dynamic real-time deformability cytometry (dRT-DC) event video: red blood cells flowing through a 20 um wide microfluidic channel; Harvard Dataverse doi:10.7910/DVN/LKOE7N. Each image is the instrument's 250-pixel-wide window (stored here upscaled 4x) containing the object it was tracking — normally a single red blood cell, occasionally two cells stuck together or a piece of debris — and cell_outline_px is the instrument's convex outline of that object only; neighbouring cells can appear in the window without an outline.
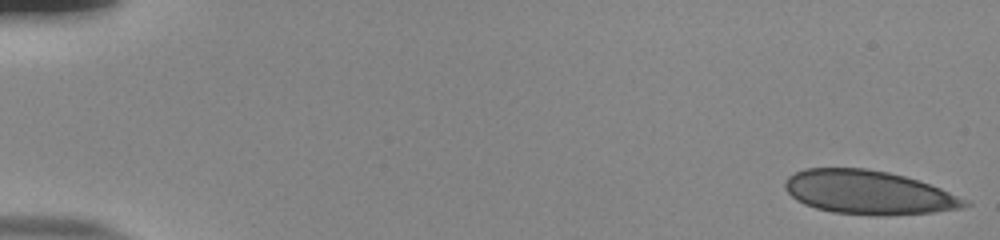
{"species": "human", "species_latin": "Homo sapiens", "temperature_condition": "room temperature", "stored_images_in_passage": 53, "camera_frame_rate_fps": 3000, "um_per_image_px": 0.085, "donor": {"sex": "male"}, "frame": {"image": 1, "passage_image": 1, "time_ms": 0.0, "image_size_px": [1000, 240], "cell_outline_px": [[972, 204], [964, 208], [932, 212], [884, 216], [872, 216], [832, 212], [816, 208], [804, 204], [796, 200], [784, 188], [784, 180], [788, 176], [804, 168], [864, 168], [888, 172], [904, 176], [940, 188], [972, 200]], "centroid_in_image_um": [73.85, 16.37], "position_along_channel_um": 11.1, "area_um2": 46.24}}
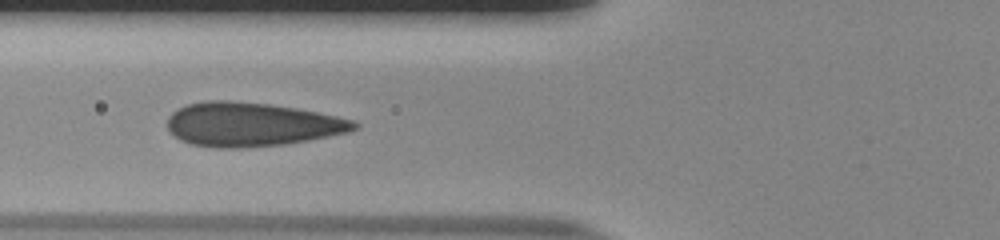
{"frame": {"image": 2, "passage_image": 21, "time_ms": 6.667, "image_size_px": [1000, 240], "cell_outline_px": [[360, 128], [348, 132], [308, 140], [284, 144], [236, 148], [212, 148], [192, 144], [180, 140], [172, 136], [168, 128], [168, 116], [172, 112], [188, 104], [208, 100], [232, 100], [268, 104], [296, 108], [336, 116], [352, 120], [360, 124]], "centroid_in_image_um": [21.36, 10.58], "position_along_channel_um": 104.4, "area_um2": 47.8}}
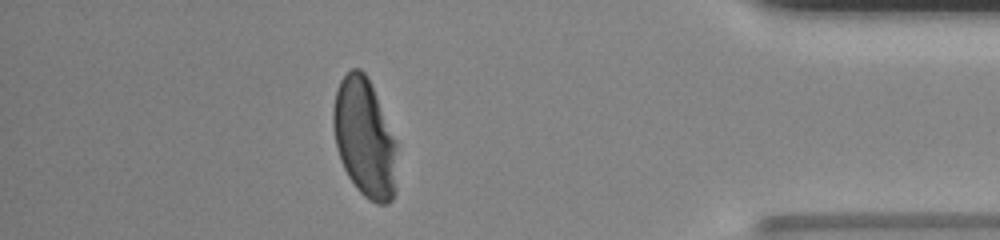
{"frame": {"image": 3, "passage_image": 47, "time_ms": 15.333, "image_size_px": [1000, 240], "cell_outline_px": [[400, 144], [396, 192], [392, 200], [388, 204], [376, 204], [368, 200], [356, 188], [348, 176], [340, 160], [336, 144], [332, 124], [332, 108], [336, 92], [340, 80], [352, 68], [360, 68], [368, 76]], "centroid_in_image_um": [31.06, 11.75], "position_along_channel_um": 404.1, "area_um2": 45.72}, "authors_computed_cell_mechanics": {"area_um2": 46.7024, "velocity_mm_per_s": 3.8534, "shape_relaxation_time_tau1_ms": 6.6411, "shape_relaxation_time_tau2_ms": null, "deformation_change_tau1": 0.1903, "deformation_change_tau2": null}}